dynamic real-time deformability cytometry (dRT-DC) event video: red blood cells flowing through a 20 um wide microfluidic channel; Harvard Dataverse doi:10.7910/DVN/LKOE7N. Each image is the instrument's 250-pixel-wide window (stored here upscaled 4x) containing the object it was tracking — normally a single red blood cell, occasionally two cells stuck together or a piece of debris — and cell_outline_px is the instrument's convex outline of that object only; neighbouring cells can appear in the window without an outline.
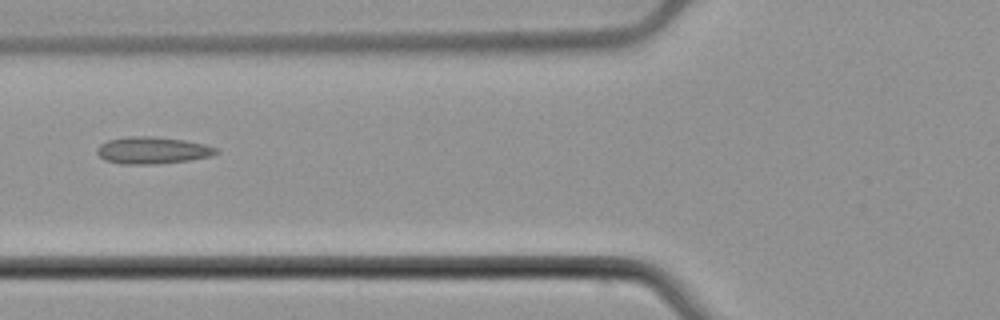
{"species": "common noctule bat (a hibernating species)", "species_latin": "Nyctalus noctula", "temperature_condition": "cold", "stored_images_in_passage": 6, "camera_frame_rate_fps": 3000, "um_per_image_px": 0.085, "animal": {"sex": "male", "body_mass_g": 21.5, "forearm_length_mm": 52.0}, "frame": {"image": 1, "passage_image": 6, "time_ms": 6.0, "image_size_px": [1000, 320], "cell_outline_px": [[220, 152], [212, 156], [188, 160], [156, 164], [120, 164], [104, 160], [96, 152], [96, 148], [100, 144], [108, 140], [128, 136], [152, 136], [184, 140], [204, 144], [216, 148]], "centroid_in_image_um": [12.93, 12.78], "position_along_channel_um": 112.9, "area_um2": 18.79}}